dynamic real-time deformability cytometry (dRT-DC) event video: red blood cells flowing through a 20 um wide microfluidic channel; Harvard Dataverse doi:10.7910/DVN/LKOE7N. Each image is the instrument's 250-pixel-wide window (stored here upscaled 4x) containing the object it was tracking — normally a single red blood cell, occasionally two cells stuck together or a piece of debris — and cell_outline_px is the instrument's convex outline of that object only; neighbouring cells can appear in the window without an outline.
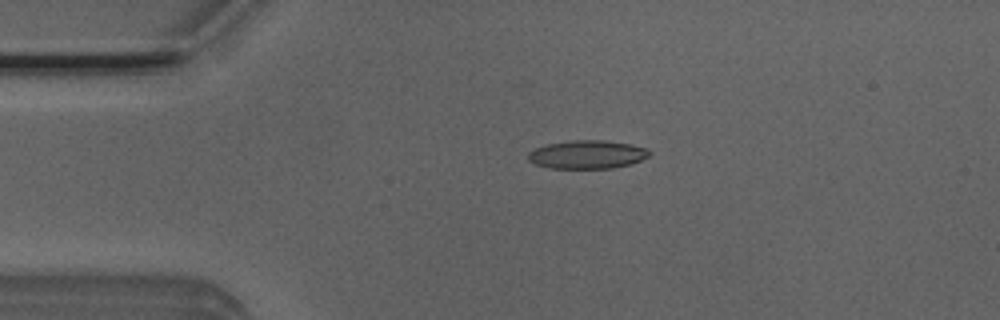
{"species": "Egyptian fruit bat (a non-hibernating species)", "species_latin": "Rousettus aegyptiacus", "temperature_condition": "room temperature", "stored_images_in_passage": 6, "segment_of_instrument_passage": [1, 2], "camera_frame_rate_fps": 3000, "um_per_image_px": 0.085, "animal": {"sex": "male"}, "frame": {"image": 1, "passage_image": 4, "time_ms": 1.0, "image_size_px": [1000, 320], "cell_outline_px": [[652, 152], [648, 156], [632, 164], [612, 168], [548, 168], [536, 164], [528, 160], [528, 152], [536, 148], [548, 144], [572, 140], [604, 140], [632, 144], [648, 148]], "centroid_in_image_um": [49.95, 13.13], "position_along_channel_um": 35.1, "area_um2": 20.11}}